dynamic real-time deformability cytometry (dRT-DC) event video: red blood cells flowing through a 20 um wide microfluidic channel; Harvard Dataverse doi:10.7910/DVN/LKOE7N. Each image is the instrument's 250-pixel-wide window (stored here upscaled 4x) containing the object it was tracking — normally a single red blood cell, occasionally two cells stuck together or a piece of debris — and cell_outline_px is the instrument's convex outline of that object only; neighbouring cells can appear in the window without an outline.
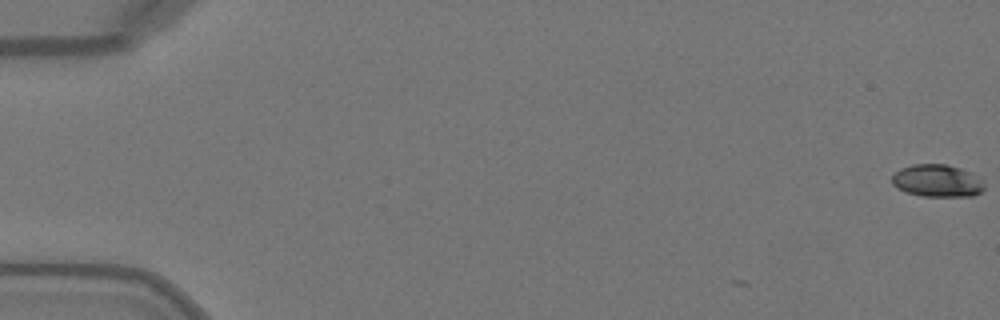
{"species": "Egyptian fruit bat (a non-hibernating species)", "species_latin": "Rousettus aegyptiacus", "temperature_condition": "warm", "stored_images_in_passage": 6, "camera_frame_rate_fps": 3000, "um_per_image_px": 0.085, "animal": {"sex": "female"}, "frame": {"image": 1, "passage_image": 1, "time_ms": 0.0, "image_size_px": [1000, 320], "cell_outline_px": [[984, 188], [980, 192], [972, 196], [924, 196], [908, 192], [896, 188], [892, 184], [892, 176], [900, 168], [912, 164], [948, 164], [960, 168], [968, 172], [980, 180], [984, 184]], "centroid_in_image_um": [79.62, 15.36], "position_along_channel_um": 5.4, "area_um2": 17.22}}